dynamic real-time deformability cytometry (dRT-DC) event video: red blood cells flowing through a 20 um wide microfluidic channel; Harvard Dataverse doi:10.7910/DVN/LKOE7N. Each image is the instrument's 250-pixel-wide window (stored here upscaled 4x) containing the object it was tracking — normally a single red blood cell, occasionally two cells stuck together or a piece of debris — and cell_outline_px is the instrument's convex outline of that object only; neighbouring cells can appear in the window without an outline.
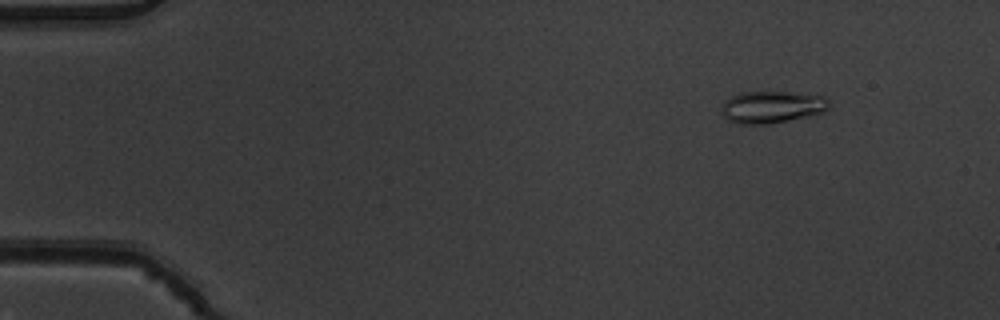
{"species": "common noctule bat (a hibernating species)", "species_latin": "Nyctalus noctula", "temperature_condition": "warm", "stored_images_in_passage": 5, "camera_frame_rate_fps": 3000, "um_per_image_px": 0.085, "animal": {"sex": "male", "body_mass_g": 19.5, "forearm_length_mm": 54.6}, "frame": {"image": 1, "passage_image": 2, "time_ms": 0.333, "image_size_px": [1000, 320], "cell_outline_px": [[832, 108], [824, 112], [808, 116], [768, 124], [736, 124], [728, 120], [720, 112], [720, 108], [724, 100], [740, 92], [788, 92], [824, 96], [828, 100]], "centroid_in_image_um": [65.6, 9.1], "position_along_channel_um": 19.4, "area_um2": 20.35}}
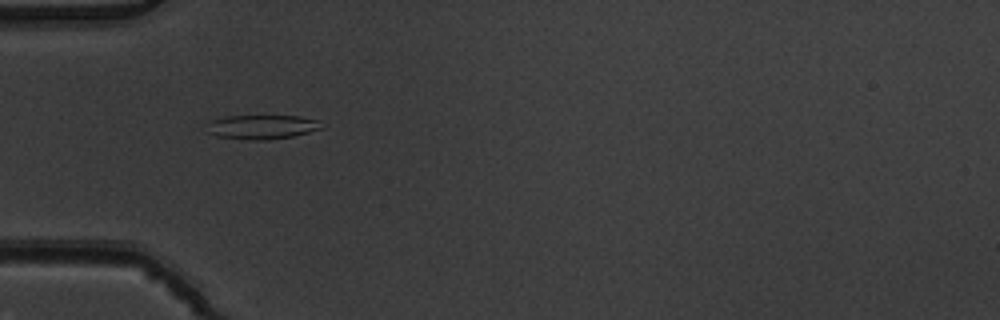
{"frame": {"image": 2, "passage_image": 5, "time_ms": 1.333, "image_size_px": [1000, 320], "cell_outline_px": [[324, 128], [292, 136], [268, 140], [248, 140], [216, 136], [204, 132], [204, 124], [208, 120], [224, 116], [296, 116], [316, 120]], "centroid_in_image_um": [22.1, 10.79], "position_along_channel_um": 62.9, "area_um2": 16.47}}